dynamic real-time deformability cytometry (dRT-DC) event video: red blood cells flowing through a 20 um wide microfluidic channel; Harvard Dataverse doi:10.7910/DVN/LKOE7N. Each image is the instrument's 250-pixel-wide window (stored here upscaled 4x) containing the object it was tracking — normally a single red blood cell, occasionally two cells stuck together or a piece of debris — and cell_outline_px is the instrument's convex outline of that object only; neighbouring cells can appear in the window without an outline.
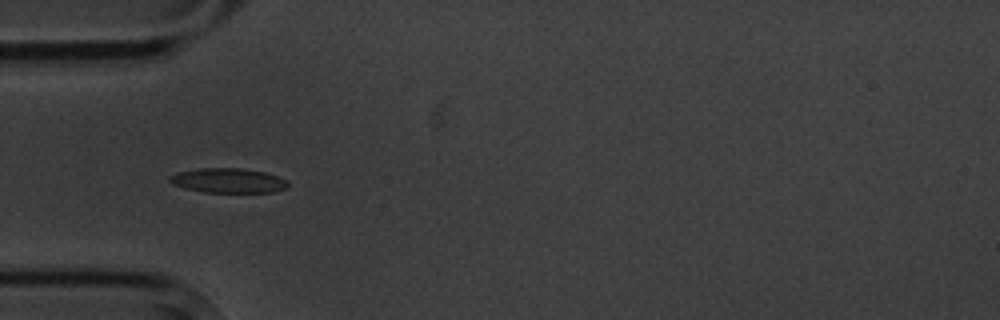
{"species": "common noctule bat (a hibernating species)", "species_latin": "Nyctalus noctula", "temperature_condition": "cold", "stored_images_in_passage": 9, "camera_frame_rate_fps": 3000, "um_per_image_px": 0.085, "animal": {"sex": "male", "body_mass_g": 20.1, "forearm_length_mm": 53.5}, "frame": {"image": 1, "passage_image": 4, "time_ms": 3.667, "image_size_px": [1000, 320], "cell_outline_px": [[288, 188], [272, 192], [204, 192], [184, 188], [172, 184], [168, 180], [168, 176], [176, 172], [200, 168], [244, 168], [264, 172], [288, 180]], "centroid_in_image_um": [19.37, 15.34], "position_along_channel_um": 65.6, "area_um2": 17.11}}
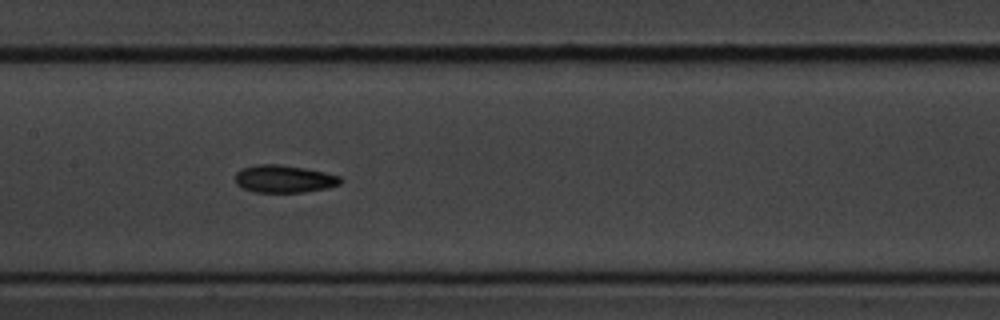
{"frame": {"image": 2, "passage_image": 7, "time_ms": 7.0, "image_size_px": [1000, 320], "cell_outline_px": [[344, 180], [340, 184], [328, 188], [304, 192], [252, 192], [236, 184], [236, 172], [240, 168], [256, 164], [280, 164], [304, 168], [324, 172], [340, 176]], "centroid_in_image_um": [24.15, 15.2], "position_along_channel_um": 183.3, "area_um2": 17.05}}
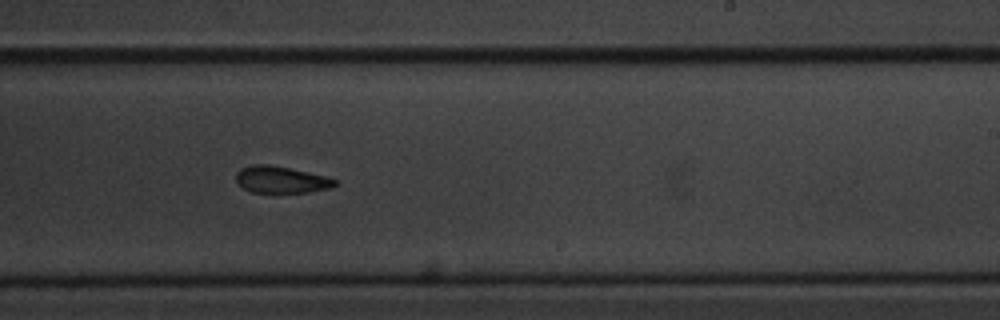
{"frame": {"image": 3, "passage_image": 9, "time_ms": 9.333, "image_size_px": [1000, 320], "cell_outline_px": [[336, 184], [332, 188], [308, 192], [252, 192], [244, 188], [236, 180], [236, 172], [240, 168], [252, 164], [268, 164], [288, 168], [324, 176], [336, 180]], "centroid_in_image_um": [23.86, 15.26], "position_along_channel_um": 265.1, "area_um2": 15.2}}